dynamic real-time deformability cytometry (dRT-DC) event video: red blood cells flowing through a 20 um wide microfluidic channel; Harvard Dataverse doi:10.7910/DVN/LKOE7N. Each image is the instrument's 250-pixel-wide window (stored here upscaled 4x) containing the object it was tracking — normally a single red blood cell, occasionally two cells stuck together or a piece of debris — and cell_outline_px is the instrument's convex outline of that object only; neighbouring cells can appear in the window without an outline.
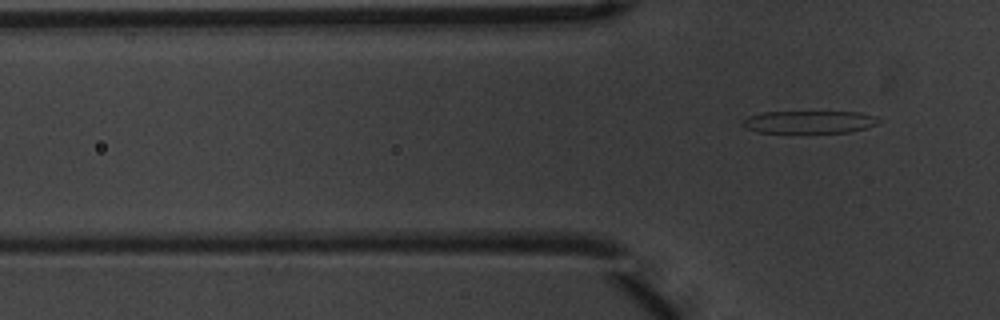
{"species": "common noctule bat (a hibernating species)", "species_latin": "Nyctalus noctula", "temperature_condition": "warm", "stored_images_in_passage": 4, "camera_frame_rate_fps": 3000, "um_per_image_px": 0.085, "animal": {"sex": "male", "body_mass_g": 20.1, "forearm_length_mm": 53.5}, "frame": {"image": 1, "passage_image": 4, "time_ms": 1.0, "image_size_px": [1000, 320], "cell_outline_px": [[880, 120], [876, 124], [864, 128], [848, 132], [756, 132], [744, 128], [744, 120], [748, 116], [764, 112], [860, 112], [876, 116]], "centroid_in_image_um": [68.78, 10.36], "position_along_channel_um": 57.0, "area_um2": 17.63}}